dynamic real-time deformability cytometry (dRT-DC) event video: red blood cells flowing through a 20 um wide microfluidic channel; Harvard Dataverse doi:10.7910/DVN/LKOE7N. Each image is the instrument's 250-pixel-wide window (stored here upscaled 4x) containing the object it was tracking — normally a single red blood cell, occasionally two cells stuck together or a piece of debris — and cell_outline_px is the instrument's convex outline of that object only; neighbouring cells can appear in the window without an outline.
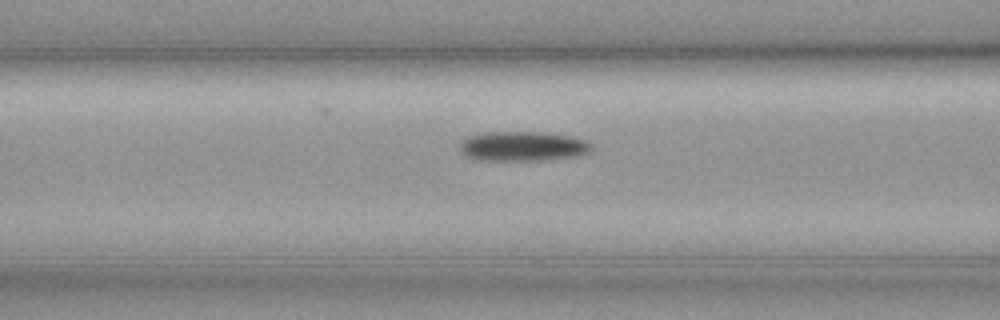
{"species": "common noctule bat (a hibernating species)", "species_latin": "Nyctalus noctula", "temperature_condition": "cold", "stored_images_in_passage": 40, "camera_frame_rate_fps": 3000, "um_per_image_px": 0.085, "animal": {"sex": "female", "body_mass_g": 19.3, "forearm_length_mm": 54.1}, "frame": {"image": 1, "passage_image": 5, "time_ms": 1.333, "image_size_px": [1000, 320], "cell_outline_px": [[596, 148], [592, 152], [580, 156], [544, 160], [480, 160], [468, 156], [460, 152], [460, 144], [468, 136], [484, 132], [544, 132], [572, 136], [588, 140]], "centroid_in_image_um": [44.55, 12.43], "position_along_channel_um": 122.1, "area_um2": 23.18}}
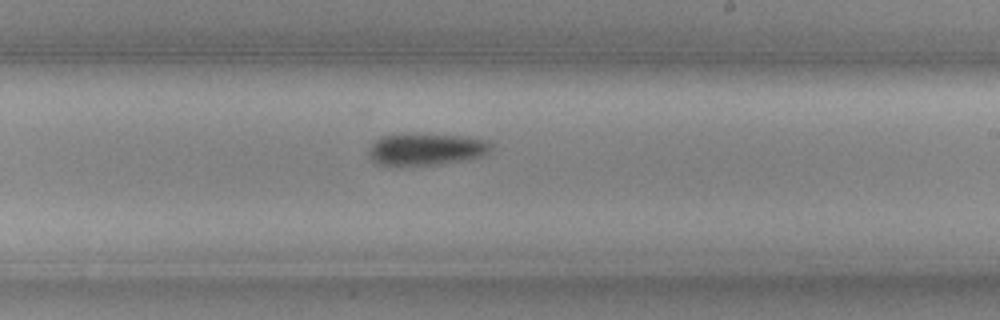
{"frame": {"image": 2, "passage_image": 16, "time_ms": 5.0, "image_size_px": [1000, 320], "cell_outline_px": [[492, 148], [488, 152], [480, 156], [440, 164], [400, 168], [376, 164], [368, 156], [368, 152], [372, 144], [380, 136], [404, 132], [460, 136], [488, 140], [492, 144]], "centroid_in_image_um": [36.11, 12.7], "position_along_channel_um": 252.9, "area_um2": 23.64}}
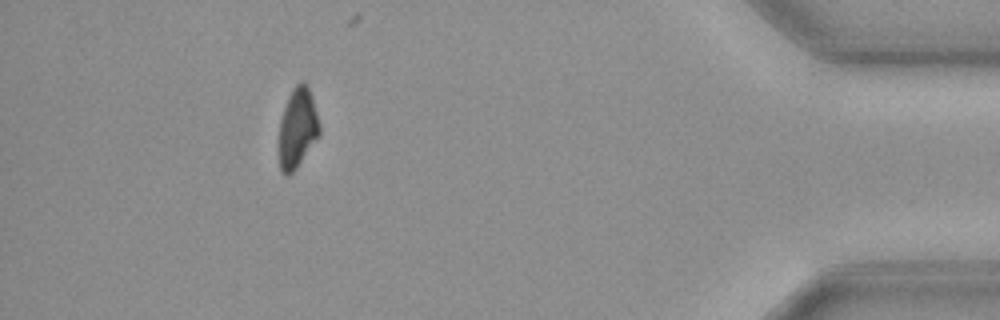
{"frame": {"image": 3, "passage_image": 34, "time_ms": 11.0, "image_size_px": [1000, 320], "cell_outline_px": [[320, 136], [296, 168], [288, 176], [284, 176], [280, 172], [276, 152], [280, 120], [288, 96], [292, 88], [300, 80], [304, 80], [308, 84], [312, 96], [320, 124]], "centroid_in_image_um": [25.25, 10.92], "position_along_channel_um": 410.0, "area_um2": 19.77}}